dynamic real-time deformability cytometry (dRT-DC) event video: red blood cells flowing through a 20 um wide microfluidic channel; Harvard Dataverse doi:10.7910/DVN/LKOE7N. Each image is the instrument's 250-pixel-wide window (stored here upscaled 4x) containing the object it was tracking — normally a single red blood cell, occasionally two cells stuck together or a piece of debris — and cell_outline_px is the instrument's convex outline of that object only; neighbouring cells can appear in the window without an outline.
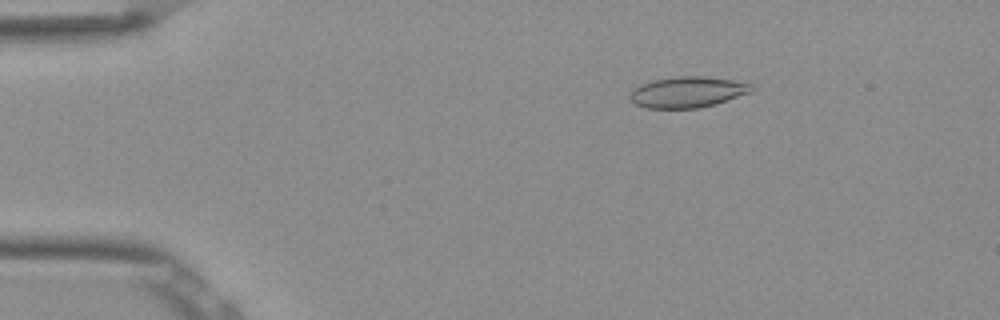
{"species": "Egyptian fruit bat (a non-hibernating species)", "species_latin": "Rousettus aegyptiacus", "temperature_condition": "room temperature", "stored_images_in_passage": 53, "camera_frame_rate_fps": 3000, "um_per_image_px": 0.085, "frame": {"image": 1, "passage_image": 9, "time_ms": 2.667, "image_size_px": [1000, 320], "cell_outline_px": [[756, 88], [752, 92], [716, 104], [700, 108], [644, 108], [628, 100], [628, 92], [640, 84], [652, 80], [676, 76], [704, 76], [736, 80], [756, 84]], "centroid_in_image_um": [58.46, 7.82], "position_along_channel_um": 26.5, "area_um2": 22.54}}
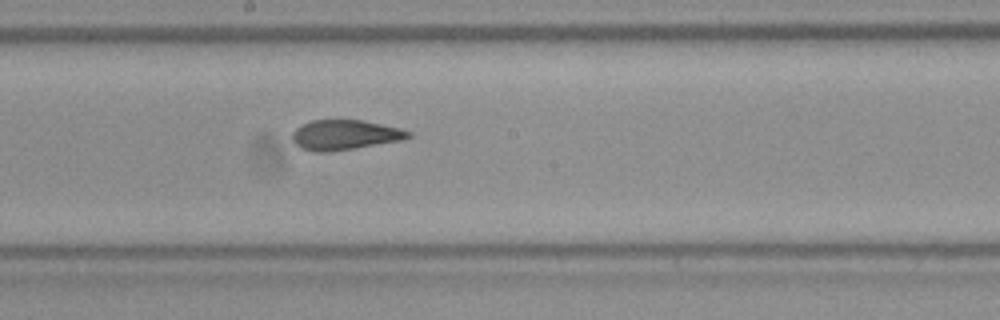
{"frame": {"image": 2, "passage_image": 29, "time_ms": 9.333, "image_size_px": [1000, 320], "cell_outline_px": [[412, 136], [404, 140], [328, 152], [316, 152], [300, 148], [292, 140], [292, 132], [296, 128], [312, 120], [360, 120], [400, 128], [412, 132]], "centroid_in_image_um": [29.32, 11.47], "position_along_channel_um": 218.9, "area_um2": 20.17}}
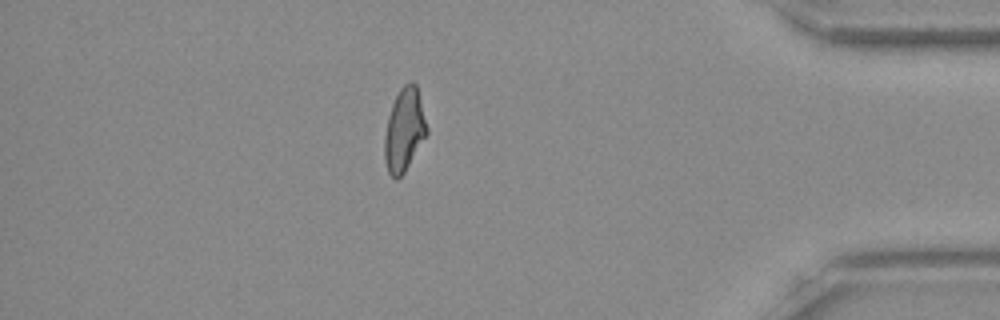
{"frame": {"image": 3, "passage_image": 46, "time_ms": 15.0, "image_size_px": [1000, 320], "cell_outline_px": [[428, 132], [404, 172], [396, 180], [388, 172], [384, 160], [384, 136], [388, 116], [392, 104], [400, 88], [404, 84], [412, 80], [416, 84], [428, 128]], "centroid_in_image_um": [34.35, 11.03], "position_along_channel_um": 400.9, "area_um2": 20.35}, "authors_computed_cell_mechanics": {"area_um2": 20.9814, "velocity_mm_per_s": 3.8831, "shape_relaxation_time_tau1_ms": null, "shape_relaxation_time_tau2_ms": 1.7836, "deformation_change_tau1": null, "deformation_change_tau2": 0.0754}}